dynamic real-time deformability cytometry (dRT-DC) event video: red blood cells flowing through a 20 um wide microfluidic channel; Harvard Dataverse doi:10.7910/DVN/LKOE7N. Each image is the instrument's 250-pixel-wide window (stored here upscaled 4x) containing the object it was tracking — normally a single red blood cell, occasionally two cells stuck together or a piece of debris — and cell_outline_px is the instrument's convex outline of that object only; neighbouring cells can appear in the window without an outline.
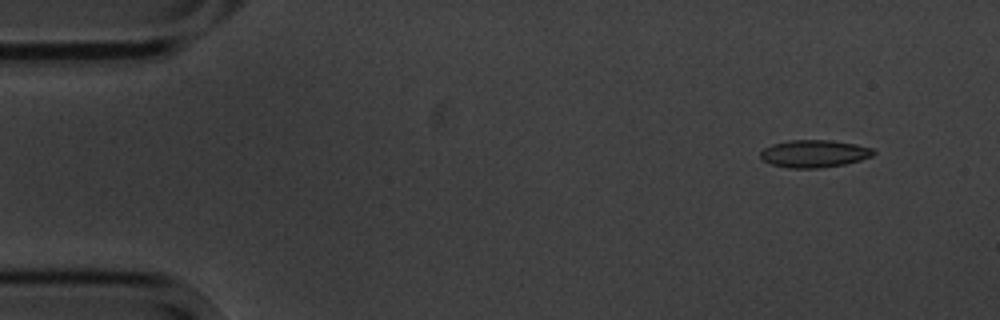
{"species": "common noctule bat (a hibernating species)", "species_latin": "Nyctalus noctula", "temperature_condition": "cold", "stored_images_in_passage": 5, "camera_frame_rate_fps": 3000, "um_per_image_px": 0.085, "animal": {"sex": "male", "body_mass_g": 20.1, "forearm_length_mm": 53.5}, "frame": {"image": 1, "passage_image": 2, "time_ms": 1.0, "image_size_px": [1000, 320], "cell_outline_px": [[876, 152], [872, 156], [860, 160], [844, 164], [820, 168], [788, 168], [772, 164], [764, 160], [760, 156], [760, 152], [764, 148], [772, 144], [788, 140], [832, 140], [856, 144], [872, 148]], "centroid_in_image_um": [69.21, 13.05], "position_along_channel_um": 15.8, "area_um2": 18.09}}
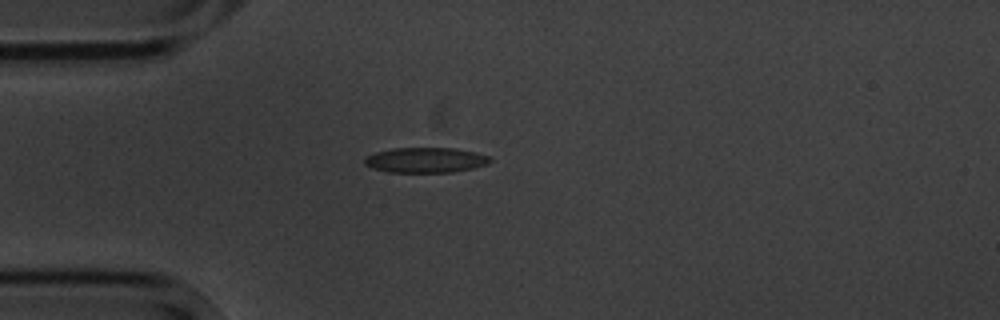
{"frame": {"image": 2, "passage_image": 4, "time_ms": 4.333, "image_size_px": [1000, 320], "cell_outline_px": [[492, 160], [488, 164], [472, 168], [452, 172], [388, 172], [372, 168], [364, 164], [364, 156], [376, 152], [392, 148], [456, 148], [476, 152], [488, 156]], "centroid_in_image_um": [36.15, 13.6], "position_along_channel_um": 48.8, "area_um2": 18.5}}